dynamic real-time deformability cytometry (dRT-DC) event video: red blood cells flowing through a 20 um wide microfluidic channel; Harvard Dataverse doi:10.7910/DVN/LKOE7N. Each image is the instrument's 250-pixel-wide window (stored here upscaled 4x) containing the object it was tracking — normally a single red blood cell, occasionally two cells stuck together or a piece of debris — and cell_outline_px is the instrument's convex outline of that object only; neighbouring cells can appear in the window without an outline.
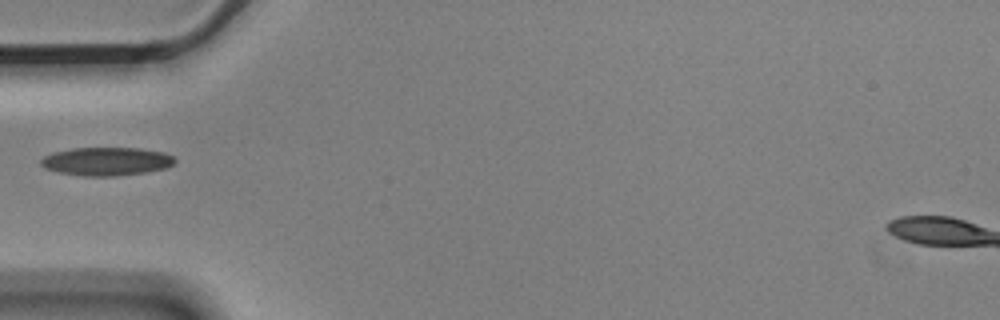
{"species": "Egyptian fruit bat (a non-hibernating species)", "species_latin": "Rousettus aegyptiacus", "temperature_condition": "cold", "stored_images_in_passage": 2, "camera_frame_rate_fps": 3000, "um_per_image_px": 0.085, "animal": {"sex": "male"}, "frame": {"image": 1, "passage_image": 1, "time_ms": 0.0, "image_size_px": [1000, 320], "cell_outline_px": [[176, 160], [172, 164], [164, 168], [144, 172], [116, 176], [84, 176], [60, 172], [44, 168], [40, 164], [40, 160], [44, 156], [52, 152], [72, 148], [140, 148], [164, 152], [172, 156]], "centroid_in_image_um": [9.01, 13.71], "position_along_channel_um": 76.0, "area_um2": 22.02}}
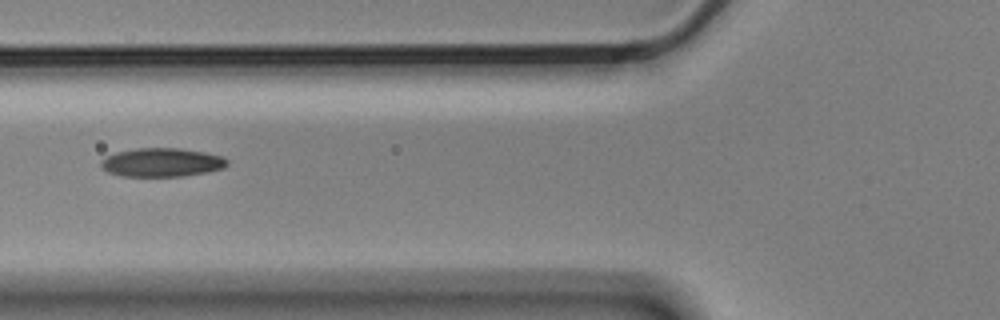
{"frame": {"image": 2, "passage_image": 2, "time_ms": 0.333, "image_size_px": [1000, 320], "cell_outline_px": [[228, 164], [224, 168], [184, 176], [120, 176], [108, 172], [100, 168], [100, 160], [116, 152], [136, 148], [176, 148], [204, 152], [224, 156], [228, 160]], "centroid_in_image_um": [13.73, 13.8], "position_along_channel_um": 112.1, "area_um2": 21.15}}